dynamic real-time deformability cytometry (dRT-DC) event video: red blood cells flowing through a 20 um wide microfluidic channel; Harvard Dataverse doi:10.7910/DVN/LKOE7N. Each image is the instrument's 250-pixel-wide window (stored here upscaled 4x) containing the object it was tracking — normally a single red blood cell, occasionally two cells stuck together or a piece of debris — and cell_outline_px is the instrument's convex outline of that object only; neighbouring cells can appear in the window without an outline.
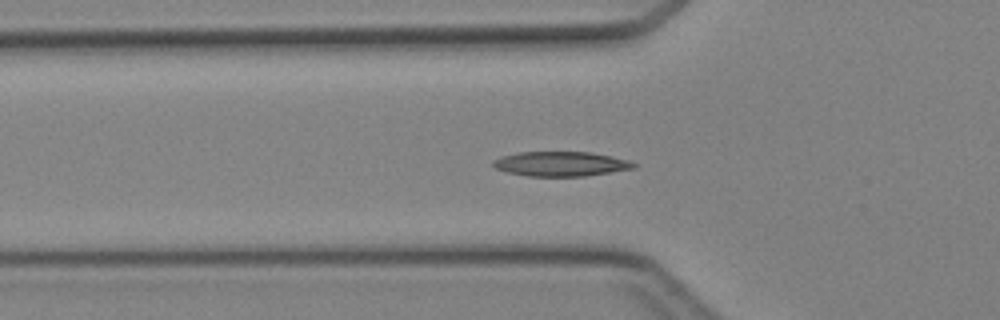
{"species": "Egyptian fruit bat (a non-hibernating species)", "species_latin": "Rousettus aegyptiacus", "temperature_condition": "cold", "stored_images_in_passage": 47, "camera_frame_rate_fps": 3000, "um_per_image_px": 0.085, "animal": {"sex": "female"}, "frame": {"image": 1, "passage_image": 16, "time_ms": 5.0, "image_size_px": [1000, 320], "cell_outline_px": [[636, 168], [584, 176], [528, 176], [508, 172], [496, 168], [492, 164], [492, 160], [500, 156], [520, 152], [592, 152], [612, 156], [628, 160], [636, 164]], "centroid_in_image_um": [47.66, 13.92], "position_along_channel_um": 78.1, "area_um2": 20.17}}
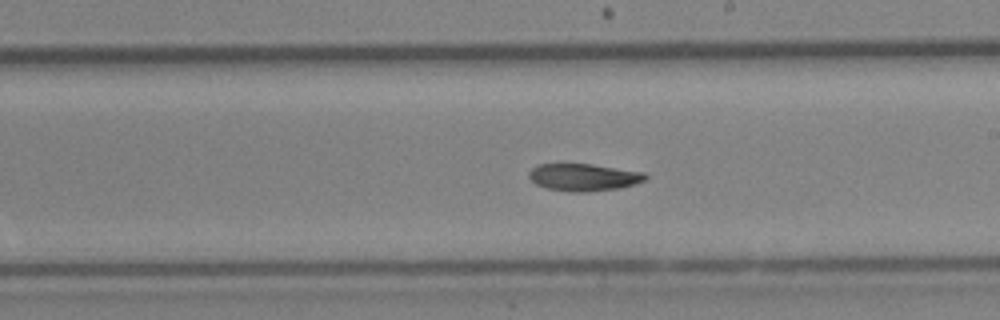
{"frame": {"image": 2, "passage_image": 27, "time_ms": 8.667, "image_size_px": [1000, 320], "cell_outline_px": [[648, 176], [644, 180], [620, 188], [584, 192], [572, 192], [548, 188], [536, 184], [528, 176], [528, 172], [532, 168], [540, 164], [592, 164], [644, 172]], "centroid_in_image_um": [49.6, 15.06], "position_along_channel_um": 239.4, "area_um2": 18.32}}
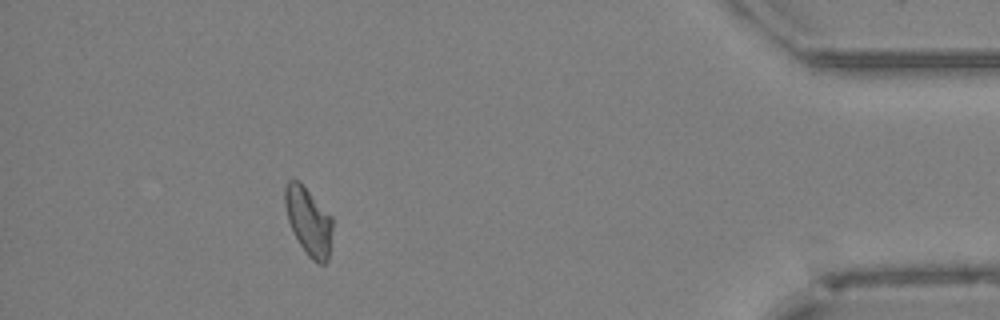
{"frame": {"image": 3, "passage_image": 42, "time_ms": 13.667, "image_size_px": [1000, 320], "cell_outline_px": [[332, 228], [328, 260], [324, 264], [320, 264], [312, 260], [308, 256], [300, 244], [288, 220], [284, 204], [284, 188], [288, 180], [300, 180], [332, 216]], "centroid_in_image_um": [26.22, 18.76], "position_along_channel_um": 409.0, "area_um2": 18.84}}